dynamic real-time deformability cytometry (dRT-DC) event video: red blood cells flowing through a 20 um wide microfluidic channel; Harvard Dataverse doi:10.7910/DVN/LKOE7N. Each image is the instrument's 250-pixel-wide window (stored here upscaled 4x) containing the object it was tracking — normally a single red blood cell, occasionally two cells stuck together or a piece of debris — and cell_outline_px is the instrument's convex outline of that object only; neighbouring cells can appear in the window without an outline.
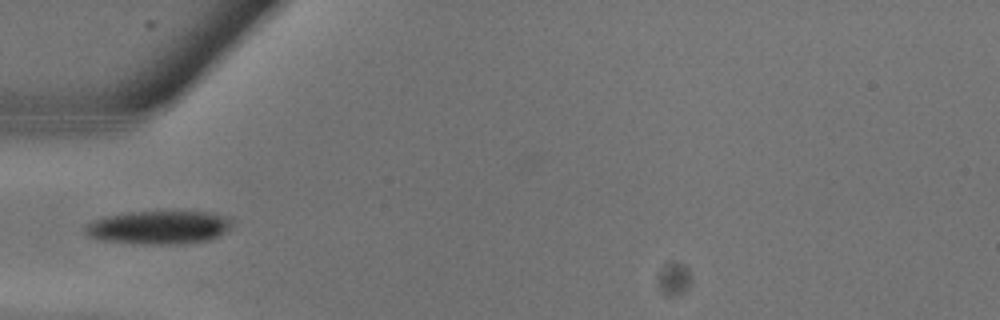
{"species": "common noctule bat (a hibernating species)", "species_latin": "Nyctalus noctula", "temperature_condition": "warm", "stored_images_in_passage": 2, "camera_frame_rate_fps": 3000, "um_per_image_px": 0.085, "animal": {"sex": "male", "body_mass_g": 13.3}, "frame": {"image": 1, "passage_image": 1, "time_ms": 0.0, "image_size_px": [1000, 320], "cell_outline_px": [[232, 224], [224, 232], [212, 240], [184, 244], [140, 244], [100, 240], [88, 236], [84, 232], [84, 228], [88, 224], [104, 216], [128, 212], [176, 208], [216, 212], [228, 216], [232, 220]], "centroid_in_image_um": [13.58, 19.27], "position_along_channel_um": 71.4, "area_um2": 30.06}}